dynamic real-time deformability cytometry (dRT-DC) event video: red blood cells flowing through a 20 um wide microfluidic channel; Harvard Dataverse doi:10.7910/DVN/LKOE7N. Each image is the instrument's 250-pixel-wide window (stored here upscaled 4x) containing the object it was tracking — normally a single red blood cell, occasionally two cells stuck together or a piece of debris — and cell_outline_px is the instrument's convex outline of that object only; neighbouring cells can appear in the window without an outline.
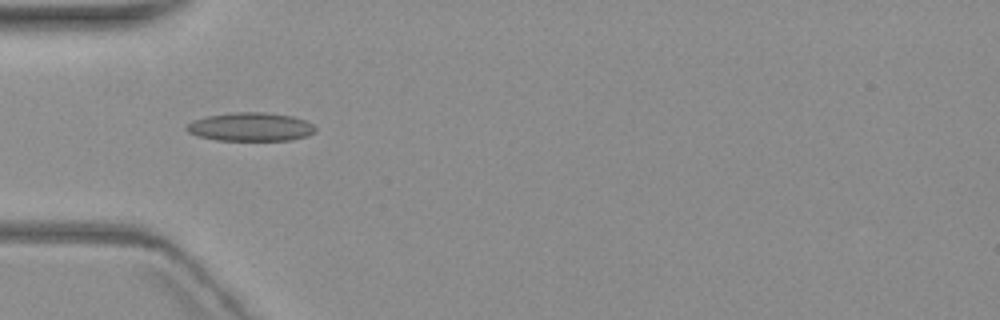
{"species": "common noctule bat (a hibernating species)", "species_latin": "Nyctalus noctula", "temperature_condition": "warm", "stored_images_in_passage": 7, "camera_frame_rate_fps": 3000, "um_per_image_px": 0.085, "animal": {"sex": "female", "body_mass_g": 19.3, "forearm_length_mm": 54.1}, "frame": {"image": 1, "passage_image": 4, "time_ms": 3.333, "image_size_px": [1000, 320], "cell_outline_px": [[316, 132], [308, 136], [292, 140], [216, 140], [200, 136], [188, 132], [184, 128], [192, 120], [208, 116], [236, 112], [264, 112], [292, 116], [304, 120], [312, 124], [316, 128]], "centroid_in_image_um": [21.32, 10.79], "position_along_channel_um": 63.7, "area_um2": 21.39}}
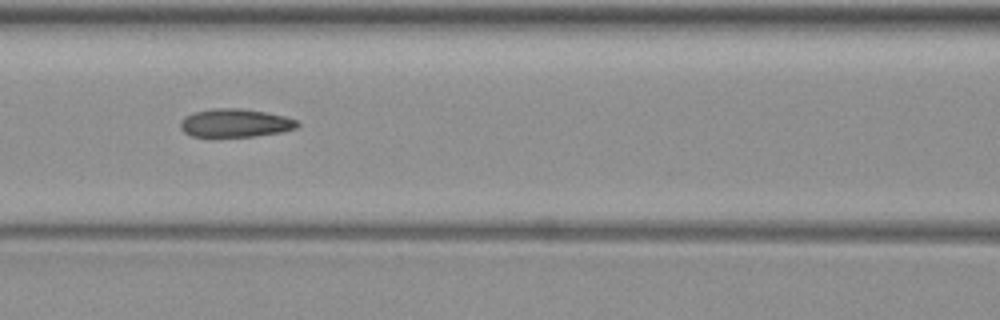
{"frame": {"image": 2, "passage_image": 6, "time_ms": 5.667, "image_size_px": [1000, 320], "cell_outline_px": [[300, 124], [296, 128], [280, 132], [256, 136], [192, 136], [184, 132], [180, 128], [180, 120], [184, 116], [192, 112], [216, 108], [240, 108], [264, 112], [284, 116], [296, 120]], "centroid_in_image_um": [19.96, 10.45], "position_along_channel_um": 146.6, "area_um2": 19.19}}
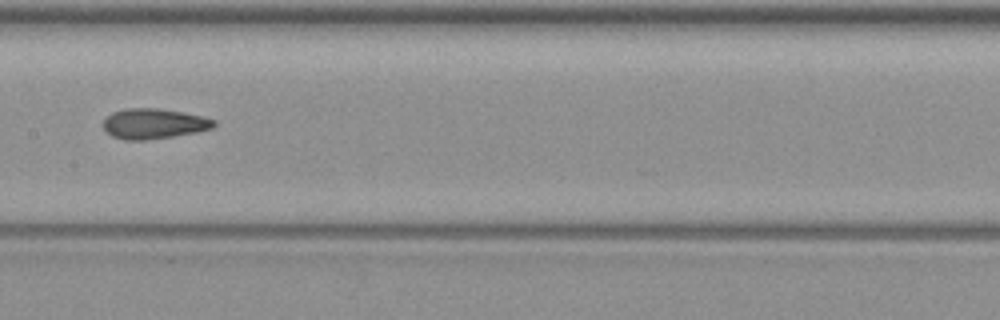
{"frame": {"image": 3, "passage_image": 7, "time_ms": 7.0, "image_size_px": [1000, 320], "cell_outline_px": [[216, 124], [212, 128], [196, 132], [148, 140], [124, 140], [112, 136], [104, 128], [104, 120], [112, 112], [124, 108], [160, 108], [184, 112], [216, 120]], "centroid_in_image_um": [13.07, 10.5], "position_along_channel_um": 194.3, "area_um2": 19.48}}